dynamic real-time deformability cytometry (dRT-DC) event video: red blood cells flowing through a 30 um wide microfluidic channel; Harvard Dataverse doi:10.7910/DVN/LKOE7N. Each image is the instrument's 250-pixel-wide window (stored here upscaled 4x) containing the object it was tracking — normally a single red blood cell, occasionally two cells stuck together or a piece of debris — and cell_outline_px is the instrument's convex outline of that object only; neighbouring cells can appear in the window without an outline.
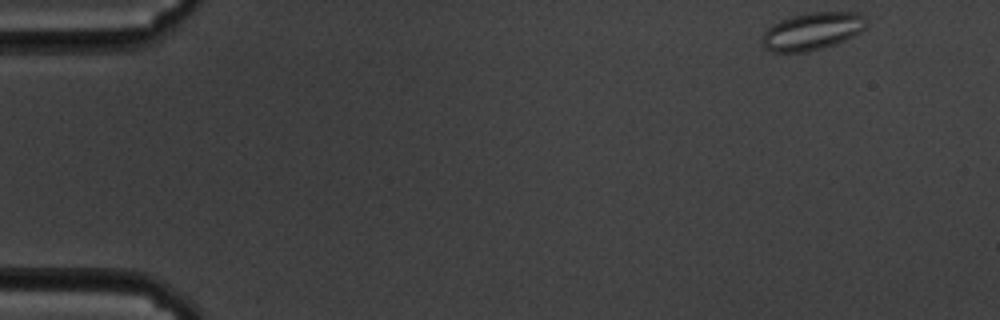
{"species": "common noctule bat (a hibernating species)", "species_latin": "Nyctalus noctula", "temperature_condition": "cold", "stored_images_in_passage": 55, "segment_of_instrument_passage": [1, 2], "camera_frame_rate_fps": 3000, "um_per_image_px": 0.085, "animal": {"sex": "male", "body_mass_g": 19.5, "forearm_length_mm": 54.6}, "frame": {"image": 1, "passage_image": 1, "time_ms": 0.0, "image_size_px": [1000, 320], "cell_outline_px": [[868, 20], [864, 28], [860, 32], [836, 44], [808, 52], [772, 52], [764, 48], [760, 36], [772, 24], [780, 20], [792, 16], [808, 12], [856, 12], [864, 16]], "centroid_in_image_um": [69.02, 2.65], "position_along_channel_um": 16.0, "area_um2": 22.95}}
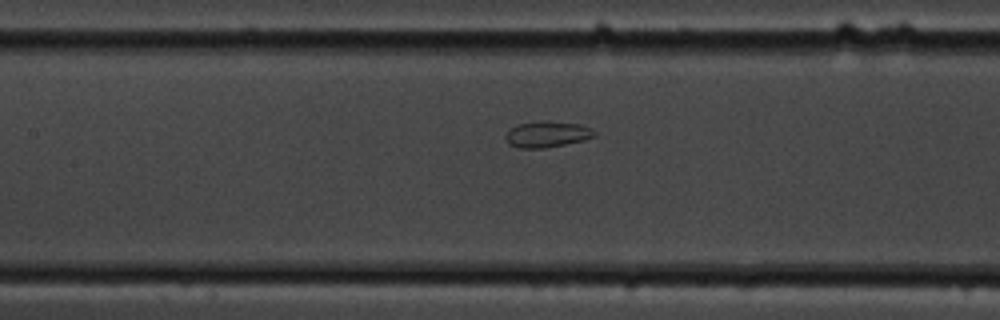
{"frame": {"image": 2, "passage_image": 23, "time_ms": 7.333, "image_size_px": [1000, 320], "cell_outline_px": [[596, 136], [584, 140], [544, 148], [520, 148], [508, 144], [504, 136], [508, 128], [516, 124], [540, 120], [544, 120], [580, 124], [596, 132]], "centroid_in_image_um": [46.44, 11.4], "position_along_channel_um": 161.0, "area_um2": 13.7}}
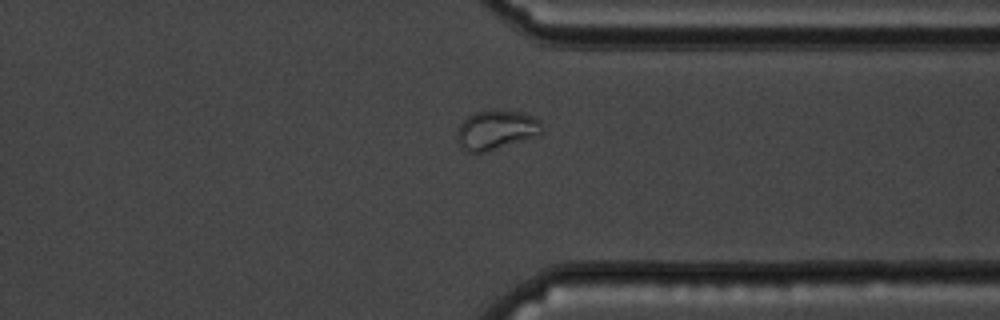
{"frame": {"image": 3, "passage_image": 41, "time_ms": 13.333, "image_size_px": [1000, 320], "cell_outline_px": [[540, 136], [484, 152], [468, 152], [460, 144], [460, 124], [472, 112], [500, 108], [524, 112], [540, 120]], "centroid_in_image_um": [42.24, 11.0], "position_along_channel_um": 369.2, "area_um2": 19.42}}